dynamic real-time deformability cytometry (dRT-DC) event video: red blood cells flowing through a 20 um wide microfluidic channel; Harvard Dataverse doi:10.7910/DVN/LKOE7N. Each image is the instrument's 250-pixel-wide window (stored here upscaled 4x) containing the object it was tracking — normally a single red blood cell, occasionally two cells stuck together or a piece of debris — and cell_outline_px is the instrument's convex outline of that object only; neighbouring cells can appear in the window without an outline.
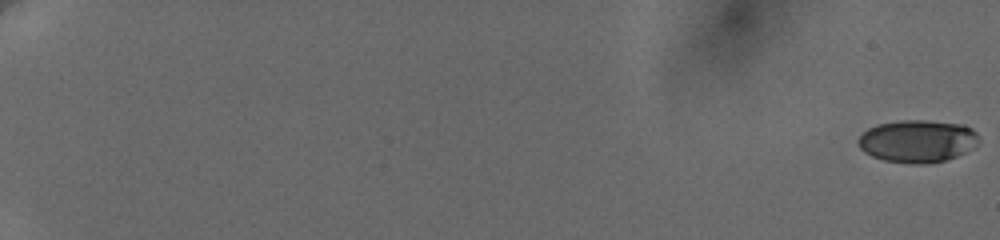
{"species": "human", "species_latin": "Homo sapiens", "temperature_condition": "cold", "stored_images_in_passage": 16, "camera_frame_rate_fps": 3000, "um_per_image_px": 0.085, "donor": {"sex": "female"}, "frame": {"image": 1, "passage_image": 1, "time_ms": 0.0, "image_size_px": [1000, 240], "cell_outline_px": [[980, 140], [964, 152], [956, 156], [944, 160], [924, 164], [912, 164], [884, 160], [872, 156], [864, 152], [860, 148], [856, 140], [868, 128], [880, 124], [900, 120], [924, 120], [964, 124], [972, 128], [976, 132]], "centroid_in_image_um": [77.97, 11.99], "position_along_channel_um": 7.0, "area_um2": 29.77}}
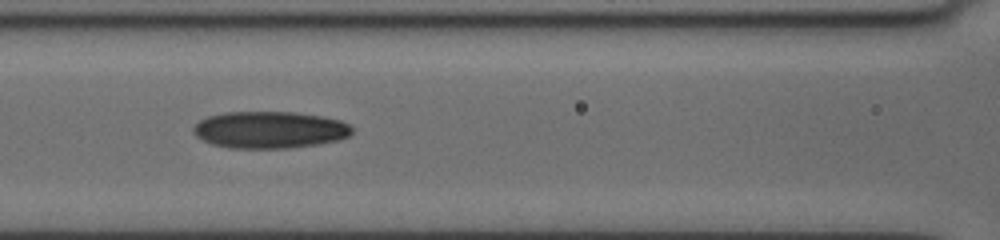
{"frame": {"image": 2, "passage_image": 12, "time_ms": 10.333, "image_size_px": [1000, 240], "cell_outline_px": [[352, 132], [348, 136], [336, 140], [316, 144], [288, 148], [232, 148], [212, 144], [196, 136], [192, 132], [192, 128], [200, 120], [208, 116], [228, 112], [296, 112], [320, 116], [340, 120], [348, 124], [352, 128]], "centroid_in_image_um": [22.9, 11.03], "position_along_channel_um": 143.7, "area_um2": 33.93}}
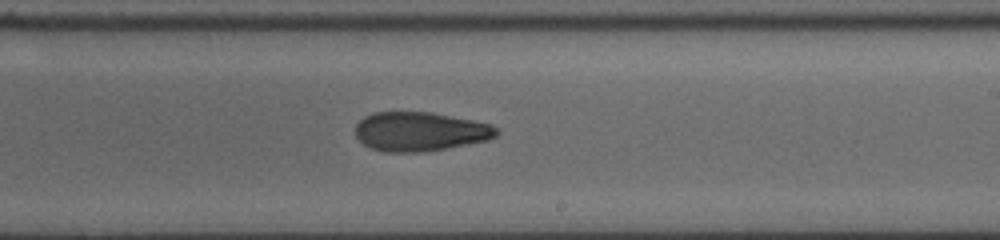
{"frame": {"image": 3, "passage_image": 16, "time_ms": 13.333, "image_size_px": [1000, 240], "cell_outline_px": [[500, 132], [496, 136], [488, 140], [444, 148], [420, 152], [384, 152], [372, 148], [364, 144], [356, 136], [356, 124], [364, 116], [372, 112], [432, 112], [492, 124]], "centroid_in_image_um": [35.7, 11.17], "position_along_channel_um": 253.3, "area_um2": 32.08}}